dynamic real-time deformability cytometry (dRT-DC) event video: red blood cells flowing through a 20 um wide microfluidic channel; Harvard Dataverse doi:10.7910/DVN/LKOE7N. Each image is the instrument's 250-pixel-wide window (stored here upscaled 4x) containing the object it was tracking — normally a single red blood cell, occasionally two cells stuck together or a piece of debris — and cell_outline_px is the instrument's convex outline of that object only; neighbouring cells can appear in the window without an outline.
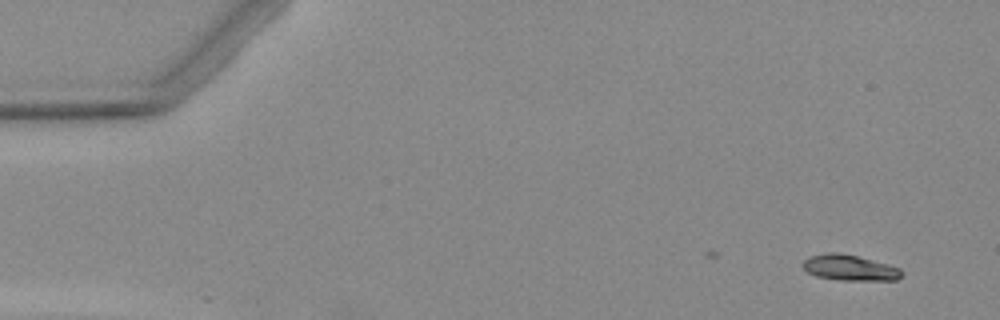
{"species": "Egyptian fruit bat (a non-hibernating species)", "species_latin": "Rousettus aegyptiacus", "temperature_condition": "warm", "stored_images_in_passage": 6, "segment_of_instrument_passage": [2, 2], "camera_frame_rate_fps": 3000, "um_per_image_px": 0.085, "animal": {"sex": "female"}, "frame": {"image": 1, "passage_image": 6, "time_ms": 7.0, "image_size_px": [1000, 320], "cell_outline_px": [[904, 272], [896, 280], [840, 280], [816, 276], [808, 272], [800, 264], [808, 256], [824, 252], [840, 252], [888, 264], [900, 268]], "centroid_in_image_um": [72.18, 22.74], "position_along_channel_um": 12.8, "area_um2": 14.91}}